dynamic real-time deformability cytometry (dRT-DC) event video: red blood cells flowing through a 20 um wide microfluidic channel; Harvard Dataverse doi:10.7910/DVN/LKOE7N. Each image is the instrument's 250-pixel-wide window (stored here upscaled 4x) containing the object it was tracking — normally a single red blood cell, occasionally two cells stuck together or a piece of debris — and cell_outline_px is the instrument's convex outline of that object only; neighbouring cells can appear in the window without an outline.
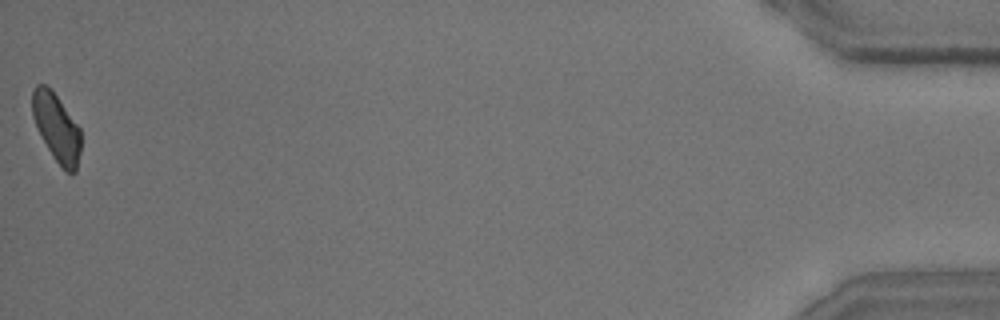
{"species": "common noctule bat (a hibernating species)", "species_latin": "Nyctalus noctula", "temperature_condition": "room temperature", "stored_images_in_passage": 53, "camera_frame_rate_fps": 3000, "um_per_image_px": 0.085, "animal": {"sex": "male", "body_mass_g": 15.6}, "frame": {"image": 1, "passage_image": 53, "time_ms": 17.333, "image_size_px": [1000, 320], "cell_outline_px": [[80, 152], [76, 172], [72, 176], [64, 172], [52, 156], [32, 116], [32, 92], [36, 84], [44, 84], [56, 96], [80, 128]], "centroid_in_image_um": [4.82, 10.92], "position_along_channel_um": 430.4, "area_um2": 19.02}, "authors_computed_cell_mechanics": {"area_um2": 20.2878, "velocity_mm_per_s": 3.6869, "shape_relaxation_time_tau1_ms": 4.3907, "shape_relaxation_time_tau2_ms": 1.2249, "deformation_change_tau1": 0.1117, "deformation_change_tau2": 0.0646}}